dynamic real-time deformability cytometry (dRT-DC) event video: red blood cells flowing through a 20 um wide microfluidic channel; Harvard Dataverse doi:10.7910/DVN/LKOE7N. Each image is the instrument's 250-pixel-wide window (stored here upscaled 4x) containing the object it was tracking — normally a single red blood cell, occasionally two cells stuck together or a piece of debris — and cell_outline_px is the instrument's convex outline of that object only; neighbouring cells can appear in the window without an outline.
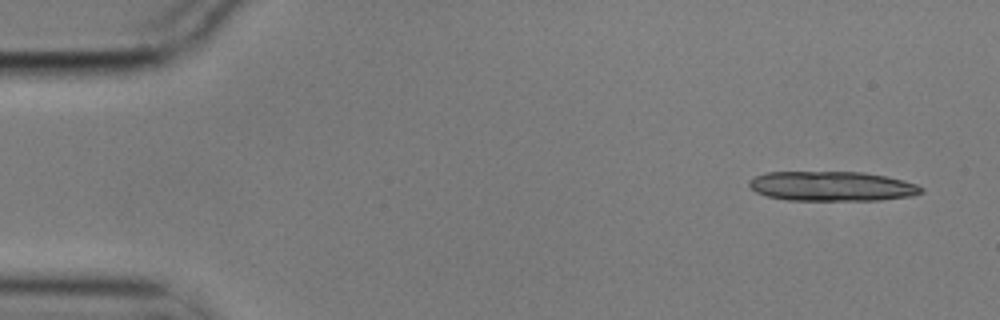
{"species": "common noctule bat (a hibernating species)", "species_latin": "Nyctalus noctula", "temperature_condition": "cold", "stored_images_in_passage": 8, "camera_frame_rate_fps": 3000, "um_per_image_px": 0.085, "animal": {"sex": "male", "body_mass_g": 17.9}, "frame": {"image": 1, "passage_image": 1, "time_ms": 0.0, "image_size_px": [1000, 320], "cell_outline_px": [[924, 192], [912, 196], [880, 200], [788, 200], [768, 196], [756, 192], [748, 184], [748, 180], [756, 176], [768, 172], [864, 172], [904, 180], [916, 184], [924, 188]], "centroid_in_image_um": [70.74, 15.83], "position_along_channel_um": 14.3, "area_um2": 29.77}}
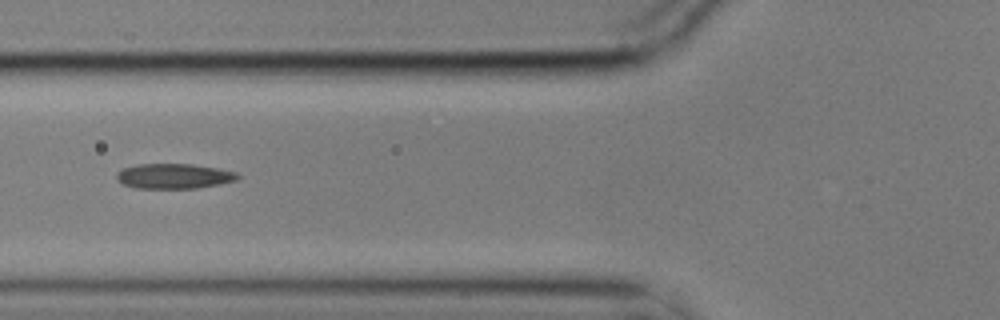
{"frame": {"image": 2, "passage_image": 6, "time_ms": 1.667, "image_size_px": [1000, 320], "cell_outline_px": [[240, 176], [236, 180], [220, 184], [196, 188], [136, 188], [124, 184], [116, 180], [116, 172], [124, 168], [140, 164], [192, 164], [216, 168], [236, 172]], "centroid_in_image_um": [14.77, 14.97], "position_along_channel_um": 111.0, "area_um2": 17.57}}
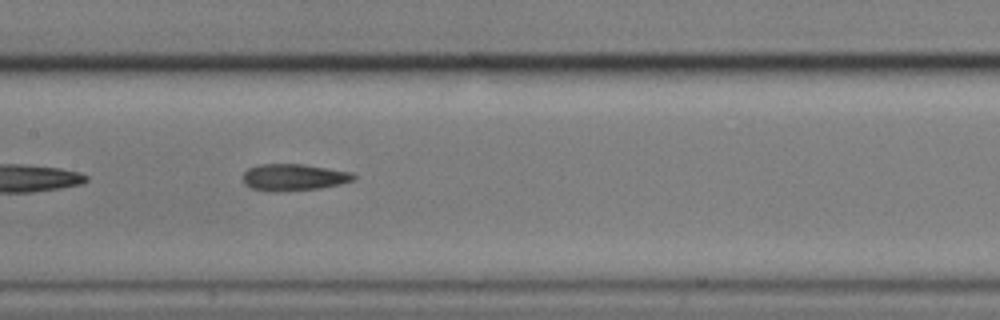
{"frame": {"image": 3, "passage_image": 8, "time_ms": 2.333, "image_size_px": [1000, 320], "cell_outline_px": [[356, 180], [340, 184], [320, 188], [276, 192], [272, 192], [252, 188], [244, 184], [244, 172], [248, 168], [256, 164], [304, 164], [352, 172], [356, 176]], "centroid_in_image_um": [24.98, 15.06], "position_along_channel_um": 182.4, "area_um2": 17.4}}